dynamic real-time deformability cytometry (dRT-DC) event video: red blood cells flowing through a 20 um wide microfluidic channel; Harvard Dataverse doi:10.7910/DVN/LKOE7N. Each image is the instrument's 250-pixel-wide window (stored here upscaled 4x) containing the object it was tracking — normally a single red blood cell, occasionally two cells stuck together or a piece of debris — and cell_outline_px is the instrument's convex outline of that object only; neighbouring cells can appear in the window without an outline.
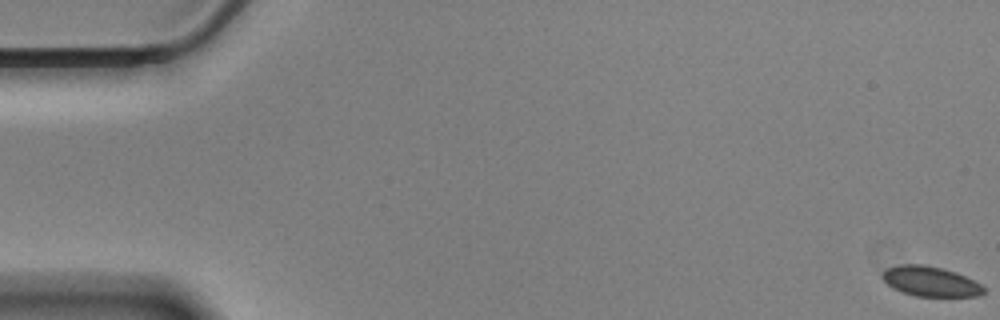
{"species": "Egyptian fruit bat (a non-hibernating species)", "species_latin": "Rousettus aegyptiacus", "temperature_condition": "cold", "stored_images_in_passage": 60, "camera_frame_rate_fps": 3000, "um_per_image_px": 0.085, "animal": {"sex": "male"}, "frame": {"image": 1, "passage_image": 1, "time_ms": 0.0, "image_size_px": [1000, 320], "cell_outline_px": [[984, 292], [976, 296], [916, 296], [892, 288], [880, 276], [888, 268], [904, 264], [924, 264], [956, 272], [980, 284], [984, 288]], "centroid_in_image_um": [79.07, 23.92], "position_along_channel_um": 5.9, "area_um2": 17.34}}
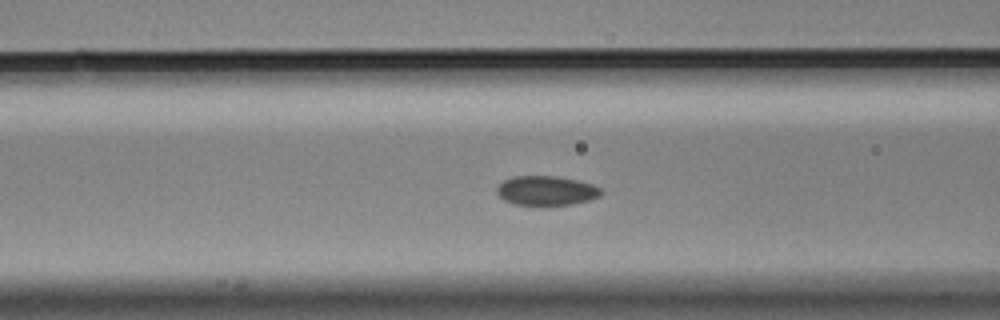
{"frame": {"image": 2, "passage_image": 24, "time_ms": 7.667, "image_size_px": [1000, 320], "cell_outline_px": [[604, 192], [600, 196], [588, 200], [572, 204], [512, 204], [504, 200], [496, 192], [496, 188], [504, 180], [512, 176], [556, 176], [576, 180], [592, 184], [600, 188]], "centroid_in_image_um": [46.43, 16.19], "position_along_channel_um": 120.2, "area_um2": 17.69}}
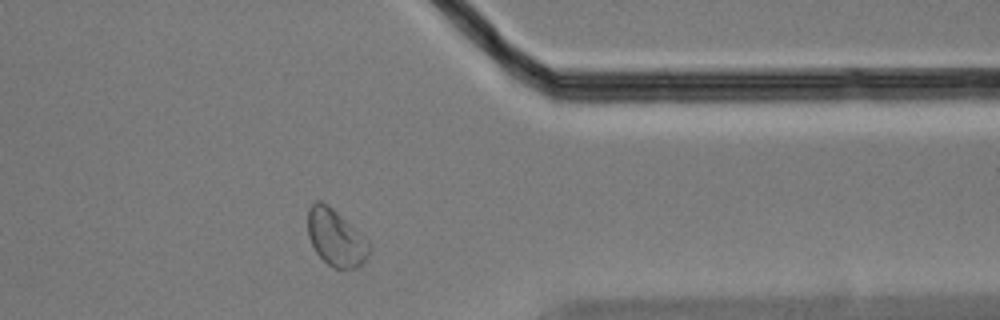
{"frame": {"image": 3, "passage_image": 48, "time_ms": 15.667, "image_size_px": [1000, 320], "cell_outline_px": [[372, 248], [364, 260], [356, 268], [332, 268], [316, 252], [308, 236], [308, 208], [316, 200], [320, 200], [328, 204], [364, 236], [368, 240]], "centroid_in_image_um": [28.54, 20.19], "position_along_channel_um": 382.9, "area_um2": 20.17}, "authors_computed_cell_mechanics": {"area_um2": 18.1492, "velocity_mm_per_s": 3.4231, "shape_relaxation_time_tau1_ms": 2.5222, "shape_relaxation_time_tau2_ms": 3.2592, "deformation_change_tau1": 0.043, "deformation_change_tau2": 0.0638}}